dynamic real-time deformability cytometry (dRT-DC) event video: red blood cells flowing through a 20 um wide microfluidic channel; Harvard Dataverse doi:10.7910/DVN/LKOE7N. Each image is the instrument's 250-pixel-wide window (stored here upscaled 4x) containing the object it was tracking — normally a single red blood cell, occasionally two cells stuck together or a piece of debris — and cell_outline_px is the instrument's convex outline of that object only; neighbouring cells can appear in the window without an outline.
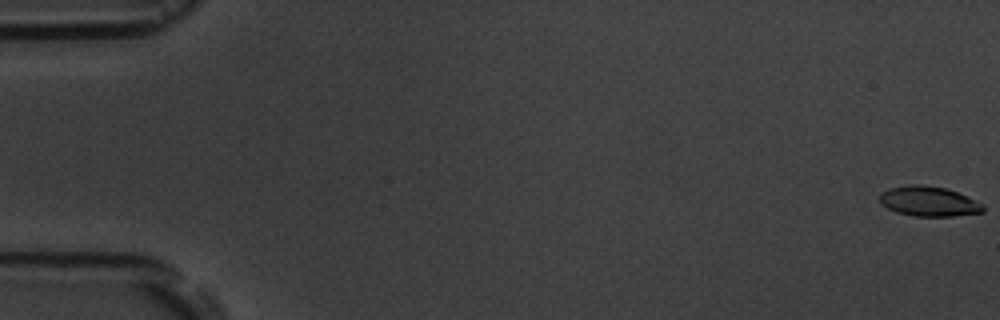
{"species": "common noctule bat (a hibernating species)", "species_latin": "Nyctalus noctula", "temperature_condition": "room temperature", "stored_images_in_passage": 6, "camera_frame_rate_fps": 3000, "um_per_image_px": 0.085, "animal": {"sex": "male", "body_mass_g": 19.5, "forearm_length_mm": 54.6}, "frame": {"image": 1, "passage_image": 1, "time_ms": 0.0, "image_size_px": [1000, 320], "cell_outline_px": [[984, 212], [952, 216], [912, 216], [896, 212], [880, 204], [880, 192], [888, 188], [912, 184], [920, 184], [944, 188], [956, 192], [984, 204]], "centroid_in_image_um": [78.91, 17.12], "position_along_channel_um": 6.1, "area_um2": 18.03}}